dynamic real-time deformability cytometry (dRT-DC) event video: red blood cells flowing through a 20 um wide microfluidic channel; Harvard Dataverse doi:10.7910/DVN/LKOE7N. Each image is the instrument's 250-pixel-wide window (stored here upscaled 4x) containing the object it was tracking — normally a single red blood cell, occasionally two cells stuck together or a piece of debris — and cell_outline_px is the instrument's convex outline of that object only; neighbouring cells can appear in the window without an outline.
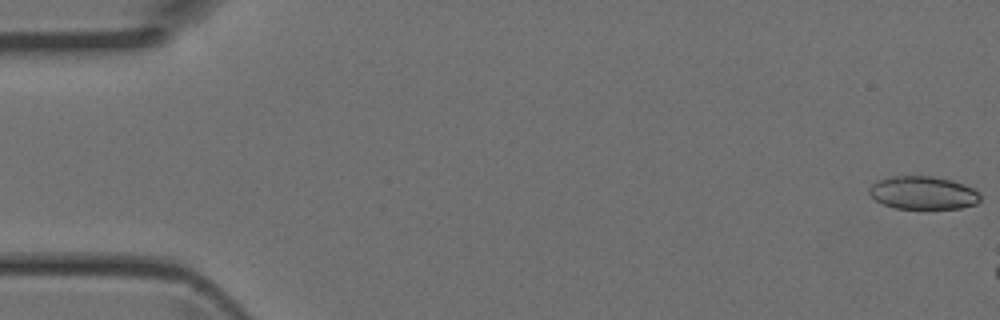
{"species": "Egyptian fruit bat (a non-hibernating species)", "species_latin": "Rousettus aegyptiacus", "temperature_condition": "room temperature", "stored_images_in_passage": 4, "camera_frame_rate_fps": 3000, "um_per_image_px": 0.085, "animal": {"sex": "female"}, "frame": {"image": 1, "passage_image": 1, "time_ms": 0.0, "image_size_px": [1000, 320], "cell_outline_px": [[980, 200], [976, 204], [960, 208], [896, 208], [884, 204], [876, 200], [868, 192], [868, 188], [872, 184], [888, 176], [932, 176], [952, 180], [964, 184], [972, 188], [980, 196]], "centroid_in_image_um": [78.45, 16.38], "position_along_channel_um": 6.6, "area_um2": 21.21}}